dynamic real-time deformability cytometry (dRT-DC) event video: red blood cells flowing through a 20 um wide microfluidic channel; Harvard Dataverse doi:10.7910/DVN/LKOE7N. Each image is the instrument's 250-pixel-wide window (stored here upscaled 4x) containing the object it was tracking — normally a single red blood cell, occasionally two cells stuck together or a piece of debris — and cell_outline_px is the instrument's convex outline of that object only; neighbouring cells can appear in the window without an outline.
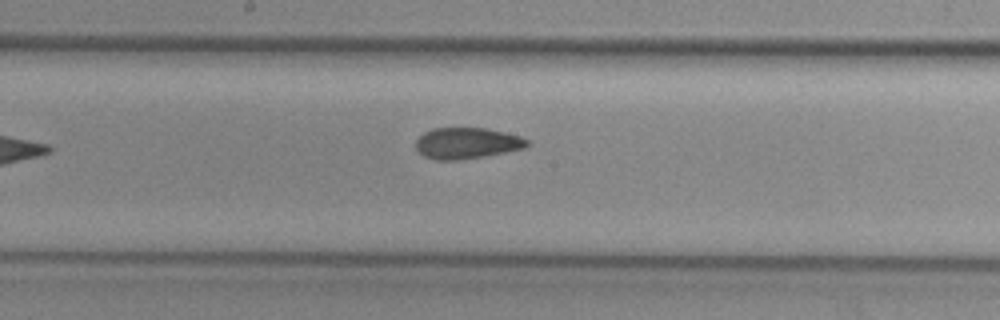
{"species": "common noctule bat (a hibernating species)", "species_latin": "Nyctalus noctula", "temperature_condition": "cold", "stored_images_in_passage": 7, "camera_frame_rate_fps": 3000, "um_per_image_px": 0.085, "animal": {"sex": "female", "body_mass_g": 29.2, "forearm_length_mm": 56.3}, "frame": {"image": 1, "passage_image": 7, "time_ms": 2.0, "image_size_px": [1000, 320], "cell_outline_px": [[528, 144], [524, 148], [484, 156], [456, 160], [436, 160], [424, 156], [416, 148], [416, 140], [424, 132], [432, 128], [488, 128], [520, 136], [528, 140]], "centroid_in_image_um": [39.66, 12.16], "position_along_channel_um": 208.5, "area_um2": 20.06}}